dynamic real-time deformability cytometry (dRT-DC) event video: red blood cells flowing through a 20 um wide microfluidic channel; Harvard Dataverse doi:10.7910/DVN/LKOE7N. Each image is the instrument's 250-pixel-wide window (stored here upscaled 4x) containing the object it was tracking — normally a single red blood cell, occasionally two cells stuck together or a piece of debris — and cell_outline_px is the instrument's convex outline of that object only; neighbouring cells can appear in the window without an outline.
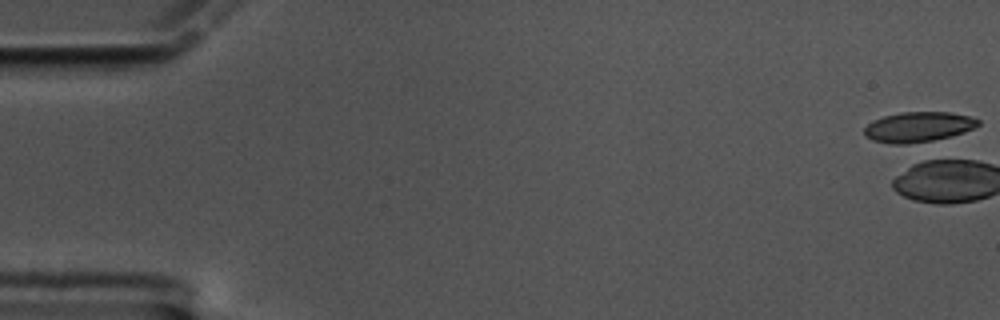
{"species": "common noctule bat (a hibernating species)", "species_latin": "Nyctalus noctula", "temperature_condition": "cold", "stored_images_in_passage": 1, "camera_frame_rate_fps": 3000, "um_per_image_px": 0.085, "animal": {"sex": "male", "body_mass_g": 17.5, "forearm_length_mm": 52.3}, "frame": {"image": 1, "passage_image": 1, "time_ms": 0.0, "image_size_px": [1000, 320], "cell_outline_px": [[980, 124], [964, 132], [952, 136], [924, 144], [892, 144], [872, 140], [864, 136], [864, 128], [872, 120], [884, 116], [900, 112], [952, 112], [972, 116], [980, 120]], "centroid_in_image_um": [78.07, 10.81], "position_along_channel_um": 6.9, "area_um2": 20.58}}